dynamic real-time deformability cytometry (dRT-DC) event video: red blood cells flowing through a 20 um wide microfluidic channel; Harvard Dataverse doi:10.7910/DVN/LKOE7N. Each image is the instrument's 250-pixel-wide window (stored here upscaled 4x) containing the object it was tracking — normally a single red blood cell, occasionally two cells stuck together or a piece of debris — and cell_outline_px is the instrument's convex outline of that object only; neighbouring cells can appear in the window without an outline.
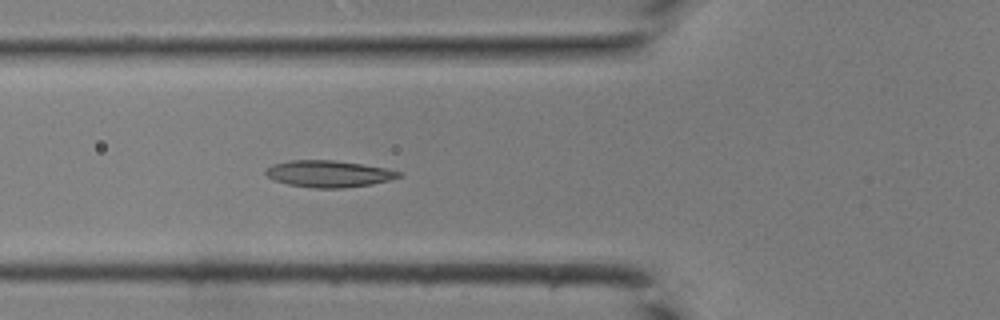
{"species": "common noctule bat (a hibernating species)", "species_latin": "Nyctalus noctula", "temperature_condition": "room temperature", "stored_images_in_passage": 31, "camera_frame_rate_fps": 3000, "um_per_image_px": 0.085, "animal": {"sex": "male", "body_mass_g": 19.0, "forearm_length_mm": 50.8}, "frame": {"image": 1, "passage_image": 8, "time_ms": 2.333, "image_size_px": [1000, 320], "cell_outline_px": [[404, 176], [372, 184], [344, 188], [316, 188], [288, 184], [272, 180], [264, 172], [272, 164], [288, 160], [332, 160], [364, 164], [384, 168], [400, 172]], "centroid_in_image_um": [27.92, 14.77], "position_along_channel_um": 97.9, "area_um2": 20.69}}
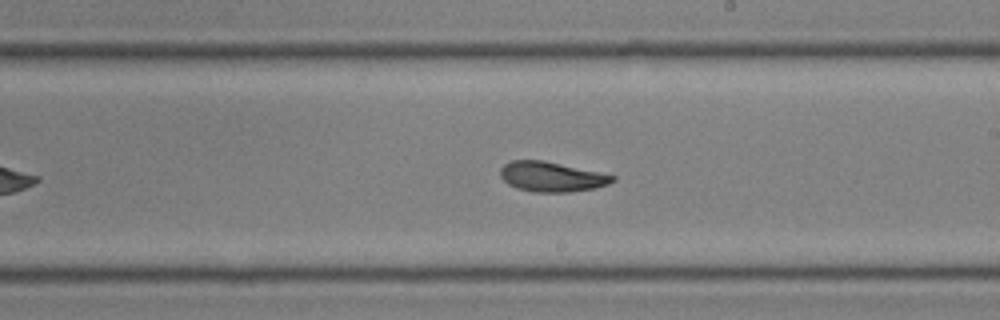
{"frame": {"image": 2, "passage_image": 17, "time_ms": 5.333, "image_size_px": [1000, 320], "cell_outline_px": [[616, 180], [608, 184], [596, 188], [568, 192], [532, 192], [516, 188], [508, 184], [500, 176], [500, 168], [504, 164], [512, 160], [544, 160], [616, 176]], "centroid_in_image_um": [46.87, 15.02], "position_along_channel_um": 242.1, "area_um2": 19.59}}
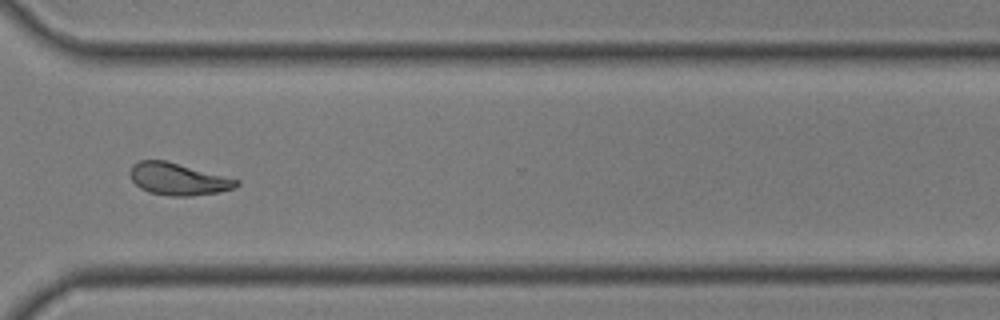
{"frame": {"image": 3, "passage_image": 24, "time_ms": 7.667, "image_size_px": [1000, 320], "cell_outline_px": [[240, 184], [232, 188], [220, 192], [192, 196], [168, 196], [148, 192], [140, 188], [132, 180], [128, 172], [132, 164], [140, 160], [164, 160], [240, 180]], "centroid_in_image_um": [15.1, 15.23], "position_along_channel_um": 355.5, "area_um2": 19.88}}